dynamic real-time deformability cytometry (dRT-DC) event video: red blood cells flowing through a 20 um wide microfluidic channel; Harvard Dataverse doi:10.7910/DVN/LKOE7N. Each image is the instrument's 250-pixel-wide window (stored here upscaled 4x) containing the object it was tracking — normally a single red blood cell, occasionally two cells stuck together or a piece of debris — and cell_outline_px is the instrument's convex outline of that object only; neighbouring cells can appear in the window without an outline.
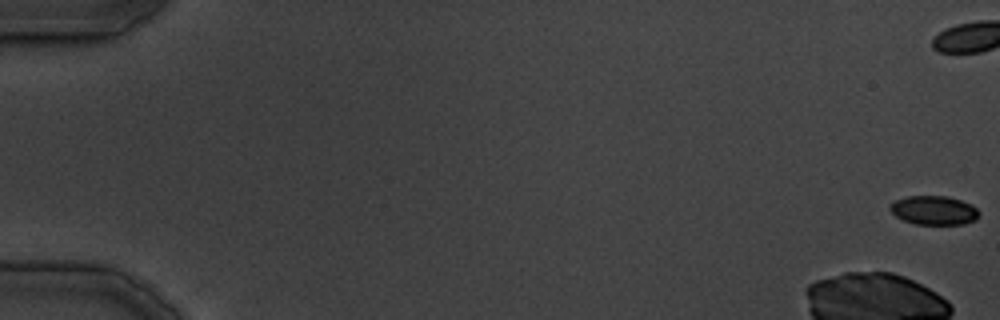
{"species": "common noctule bat (a hibernating species)", "species_latin": "Nyctalus noctula", "temperature_condition": "cold", "stored_images_in_passage": 8, "camera_frame_rate_fps": 3000, "um_per_image_px": 0.085, "animal": {"sex": "male", "body_mass_g": 19.5, "forearm_length_mm": 54.6}, "frame": {"image": 1, "passage_image": 1, "time_ms": 0.0, "image_size_px": [1000, 320], "cell_outline_px": [[980, 216], [976, 220], [964, 224], [916, 224], [904, 220], [896, 216], [888, 208], [888, 204], [896, 200], [908, 196], [948, 196], [972, 204], [980, 212]], "centroid_in_image_um": [79.4, 17.87], "position_along_channel_um": 5.6, "area_um2": 15.14}}